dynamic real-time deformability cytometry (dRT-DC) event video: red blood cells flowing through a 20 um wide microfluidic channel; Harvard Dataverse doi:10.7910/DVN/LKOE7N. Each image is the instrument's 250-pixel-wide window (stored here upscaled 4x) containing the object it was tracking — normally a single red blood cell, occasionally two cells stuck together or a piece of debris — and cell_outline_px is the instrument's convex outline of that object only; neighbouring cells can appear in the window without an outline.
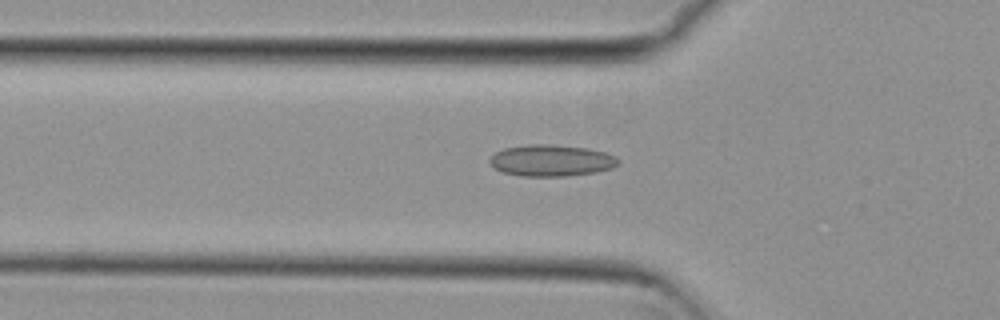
{"species": "common noctule bat (a hibernating species)", "species_latin": "Nyctalus noctula", "temperature_condition": "cold", "stored_images_in_passage": 46, "camera_frame_rate_fps": 3000, "um_per_image_px": 0.085, "animal": {"sex": "female", "body_mass_g": 29.2, "forearm_length_mm": 56.3}, "frame": {"image": 1, "passage_image": 17, "time_ms": 5.333, "image_size_px": [1000, 320], "cell_outline_px": [[620, 164], [612, 168], [596, 172], [568, 176], [520, 176], [504, 172], [496, 168], [488, 160], [496, 152], [504, 148], [528, 144], [548, 144], [588, 148], [604, 152], [616, 156], [620, 160]], "centroid_in_image_um": [46.9, 13.64], "position_along_channel_um": 78.9, "area_um2": 23.64}}
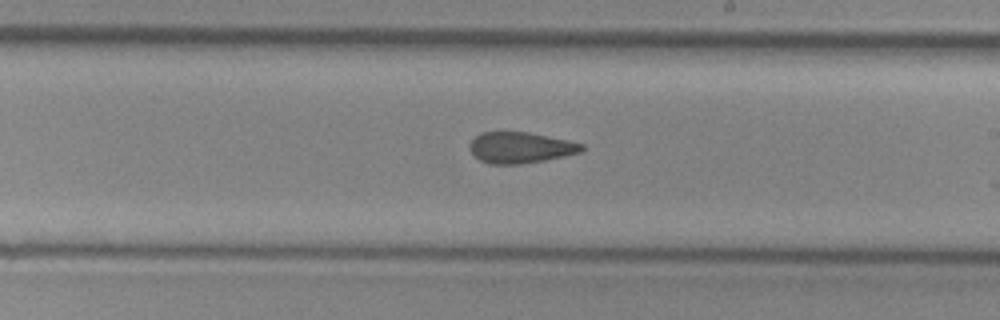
{"frame": {"image": 2, "passage_image": 30, "time_ms": 9.667, "image_size_px": [1000, 320], "cell_outline_px": [[584, 148], [580, 152], [564, 156], [544, 160], [520, 164], [488, 164], [480, 160], [468, 148], [468, 144], [480, 132], [528, 132], [584, 144]], "centroid_in_image_um": [44.2, 12.55], "position_along_channel_um": 244.8, "area_um2": 20.11}}
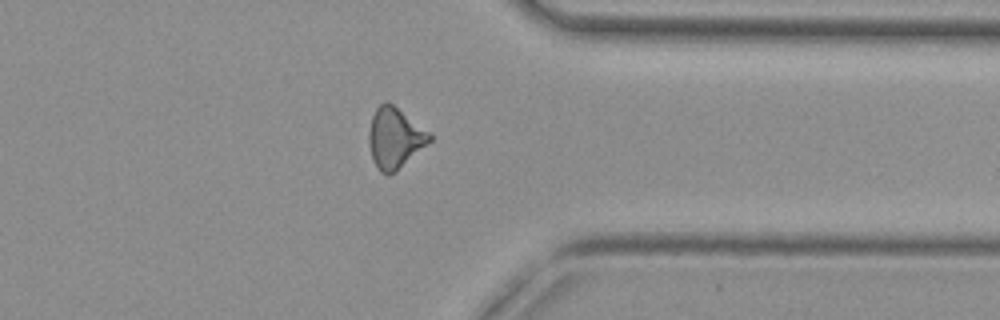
{"frame": {"image": 3, "passage_image": 41, "time_ms": 13.333, "image_size_px": [1000, 320], "cell_outline_px": [[432, 140], [428, 144], [396, 172], [388, 176], [380, 172], [372, 160], [368, 144], [368, 132], [372, 116], [376, 108], [384, 100], [388, 100], [428, 132], [432, 136]], "centroid_in_image_um": [33.52, 11.75], "position_along_channel_um": 377.9, "area_um2": 21.62}}